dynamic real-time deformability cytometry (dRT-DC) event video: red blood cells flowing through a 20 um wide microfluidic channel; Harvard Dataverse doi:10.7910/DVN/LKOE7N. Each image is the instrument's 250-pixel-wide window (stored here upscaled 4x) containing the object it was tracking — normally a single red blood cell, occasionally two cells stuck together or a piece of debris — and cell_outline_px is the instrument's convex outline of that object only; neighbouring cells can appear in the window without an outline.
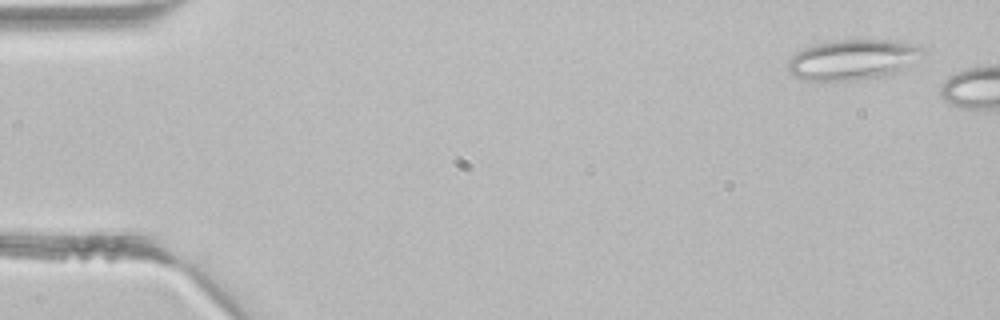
{"species": "common noctule bat (a hibernating species)", "species_latin": "Nyctalus noctula", "temperature_condition": "room temperature", "stored_images_in_passage": 3, "camera_frame_rate_fps": 3000, "um_per_image_px": 0.085, "animal": {"sex": "male", "body_mass_g": 21.5, "forearm_length_mm": 52.0}, "frame": {"image": 1, "passage_image": 1, "time_ms": 0.0, "image_size_px": [1000, 320], "cell_outline_px": [[928, 52], [908, 68], [900, 72], [888, 76], [864, 80], [820, 84], [804, 80], [792, 76], [788, 72], [788, 60], [796, 52], [804, 48], [816, 44], [836, 40], [900, 40], [920, 44], [928, 48]], "centroid_in_image_um": [72.57, 5.12], "position_along_channel_um": 12.4, "area_um2": 33.7}}